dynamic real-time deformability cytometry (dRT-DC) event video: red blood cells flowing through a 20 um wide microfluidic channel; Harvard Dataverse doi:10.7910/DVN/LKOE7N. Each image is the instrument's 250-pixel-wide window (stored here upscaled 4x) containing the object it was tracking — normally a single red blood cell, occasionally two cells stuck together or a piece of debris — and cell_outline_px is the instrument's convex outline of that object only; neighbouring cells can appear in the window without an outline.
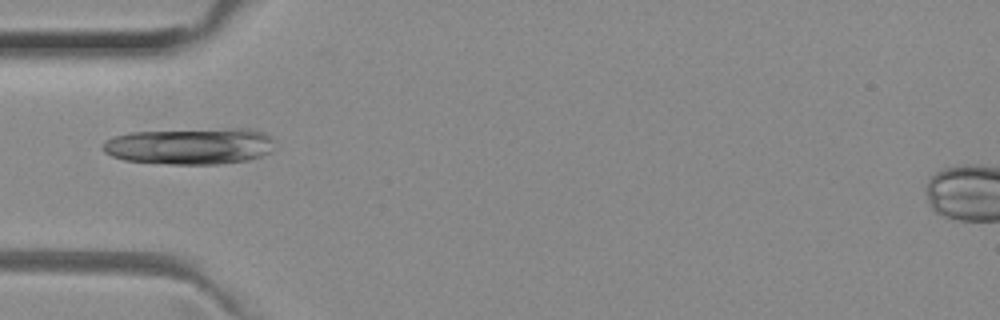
{"species": "common noctule bat (a hibernating species)", "species_latin": "Nyctalus noctula", "temperature_condition": "room temperature", "stored_images_in_passage": 36, "camera_frame_rate_fps": 3000, "um_per_image_px": 0.085, "animal": {"sex": "female", "body_mass_g": 29.2, "forearm_length_mm": 56.3}, "frame": {"image": 1, "passage_image": 1, "time_ms": 0.0, "image_size_px": [1000, 320], "cell_outline_px": [[272, 152], [248, 160], [220, 164], [168, 164], [124, 160], [112, 156], [104, 152], [100, 148], [112, 136], [132, 132], [228, 128], [252, 128], [264, 132], [272, 136]], "centroid_in_image_um": [16.18, 12.41], "position_along_channel_um": 68.8, "area_um2": 36.82}}
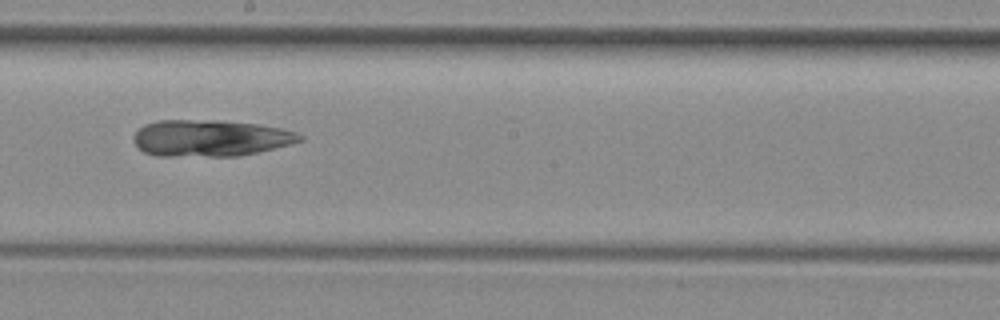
{"frame": {"image": 2, "passage_image": 13, "time_ms": 4.0, "image_size_px": [1000, 320], "cell_outline_px": [[304, 140], [292, 144], [256, 152], [236, 156], [156, 156], [144, 152], [132, 140], [132, 136], [144, 124], [156, 120], [216, 120], [260, 124], [280, 128], [296, 132], [304, 136]], "centroid_in_image_um": [17.87, 11.73], "position_along_channel_um": 230.3, "area_um2": 35.6}}
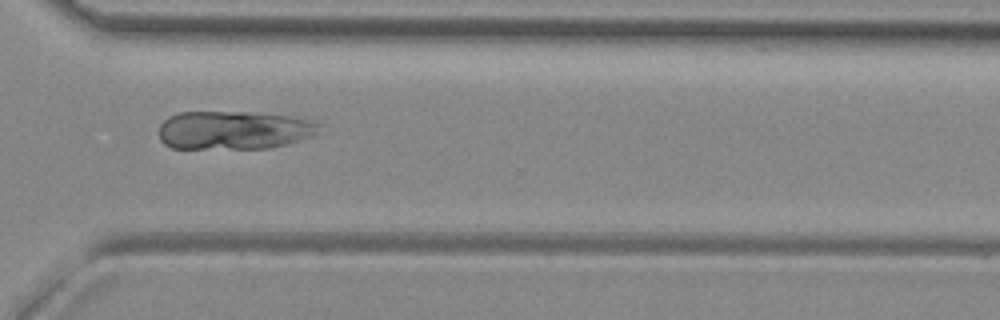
{"frame": {"image": 3, "passage_image": 22, "time_ms": 7.0, "image_size_px": [1000, 320], "cell_outline_px": [[324, 124], [312, 136], [300, 140], [268, 148], [172, 148], [164, 144], [160, 140], [160, 124], [168, 116], [180, 112], [252, 112], [296, 116], [316, 120]], "centroid_in_image_um": [19.93, 11.04], "position_along_channel_um": 350.7, "area_um2": 36.3}}